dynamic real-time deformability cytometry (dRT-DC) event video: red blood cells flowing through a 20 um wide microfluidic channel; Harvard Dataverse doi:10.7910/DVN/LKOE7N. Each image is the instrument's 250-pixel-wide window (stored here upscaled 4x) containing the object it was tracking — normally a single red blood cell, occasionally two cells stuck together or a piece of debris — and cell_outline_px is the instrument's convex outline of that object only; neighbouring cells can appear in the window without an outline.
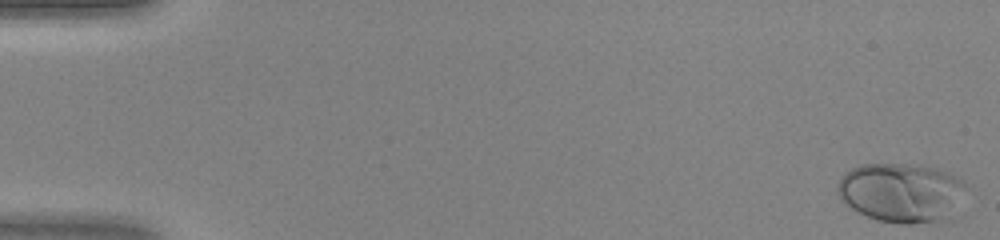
{"species": "human", "species_latin": "Homo sapiens", "temperature_condition": "warm", "stored_images_in_passage": 47, "camera_frame_rate_fps": 3000, "um_per_image_px": 0.085, "donor": {"sex": "female"}, "frame": {"image": 1, "passage_image": 1, "time_ms": 0.0, "image_size_px": [1000, 240], "cell_outline_px": [[964, 184], [940, 220], [912, 224], [900, 224], [876, 220], [852, 208], [840, 200], [836, 192], [836, 188], [840, 180], [852, 168], [860, 164], [920, 164], [936, 168], [948, 172], [964, 180]], "centroid_in_image_um": [76.45, 16.32], "position_along_channel_um": 8.6, "area_um2": 42.95}}
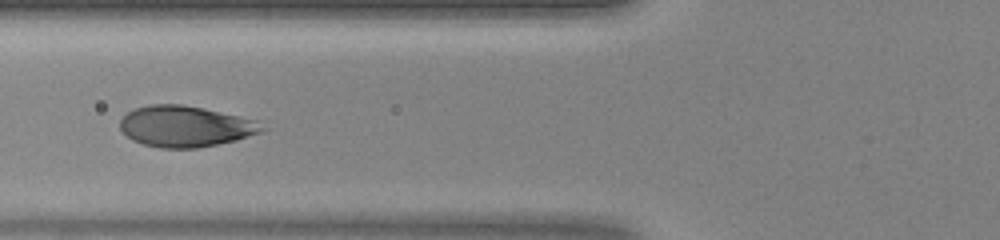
{"frame": {"image": 2, "passage_image": 19, "time_ms": 6.0, "image_size_px": [1000, 240], "cell_outline_px": [[268, 128], [260, 132], [236, 140], [196, 148], [160, 148], [144, 144], [132, 140], [120, 128], [120, 120], [128, 112], [136, 108], [148, 104], [180, 104], [240, 116], [256, 120]], "centroid_in_image_um": [15.75, 10.74], "position_along_channel_um": 110.0, "area_um2": 33.64}}
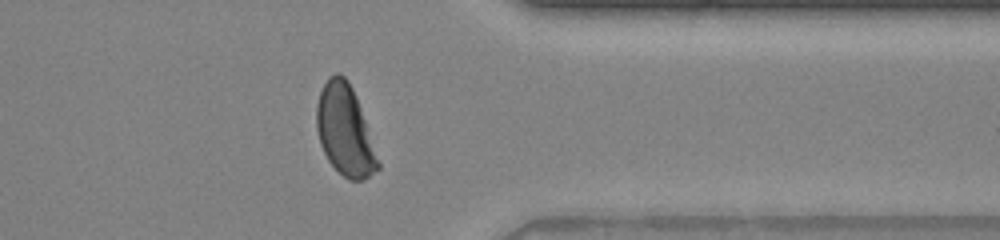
{"frame": {"image": 3, "passage_image": 38, "time_ms": 12.333, "image_size_px": [1000, 240], "cell_outline_px": [[380, 168], [364, 180], [348, 180], [328, 160], [320, 144], [316, 128], [316, 104], [320, 92], [328, 76], [336, 72], [340, 72], [348, 80], [352, 88], [360, 108], [380, 164]], "centroid_in_image_um": [29.29, 11.07], "position_along_channel_um": 382.1, "area_um2": 32.02}}